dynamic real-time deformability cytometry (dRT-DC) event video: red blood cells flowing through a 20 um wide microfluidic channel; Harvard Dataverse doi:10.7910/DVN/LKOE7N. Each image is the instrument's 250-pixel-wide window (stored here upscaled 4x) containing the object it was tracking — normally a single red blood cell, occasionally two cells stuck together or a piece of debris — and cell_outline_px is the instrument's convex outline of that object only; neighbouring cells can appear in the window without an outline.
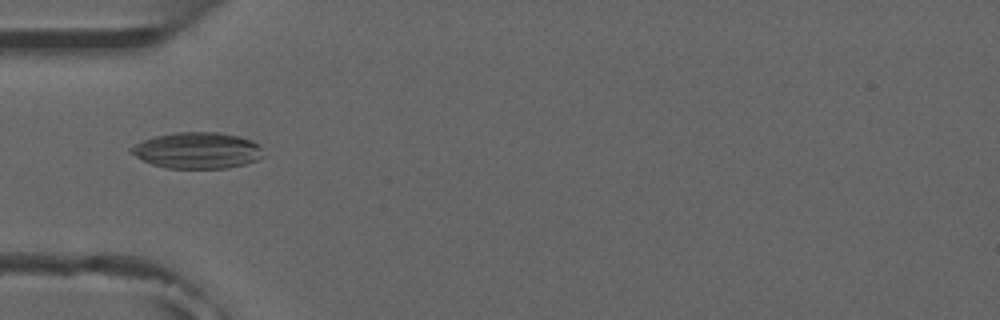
{"species": "common noctule bat (a hibernating species)", "species_latin": "Nyctalus noctula", "temperature_condition": "room temperature", "stored_images_in_passage": 1, "camera_frame_rate_fps": 3000, "um_per_image_px": 0.085, "animal": {"sex": "male", "forearm_length_mm": 52.5}, "frame": {"image": 1, "passage_image": 1, "time_ms": 0.0, "image_size_px": [1000, 320], "cell_outline_px": [[264, 156], [256, 160], [244, 164], [228, 168], [168, 168], [152, 164], [128, 152], [128, 148], [144, 140], [156, 136], [176, 132], [220, 132], [240, 136], [252, 140], [260, 144]], "centroid_in_image_um": [16.8, 12.78], "position_along_channel_um": 68.2, "area_um2": 27.98}}